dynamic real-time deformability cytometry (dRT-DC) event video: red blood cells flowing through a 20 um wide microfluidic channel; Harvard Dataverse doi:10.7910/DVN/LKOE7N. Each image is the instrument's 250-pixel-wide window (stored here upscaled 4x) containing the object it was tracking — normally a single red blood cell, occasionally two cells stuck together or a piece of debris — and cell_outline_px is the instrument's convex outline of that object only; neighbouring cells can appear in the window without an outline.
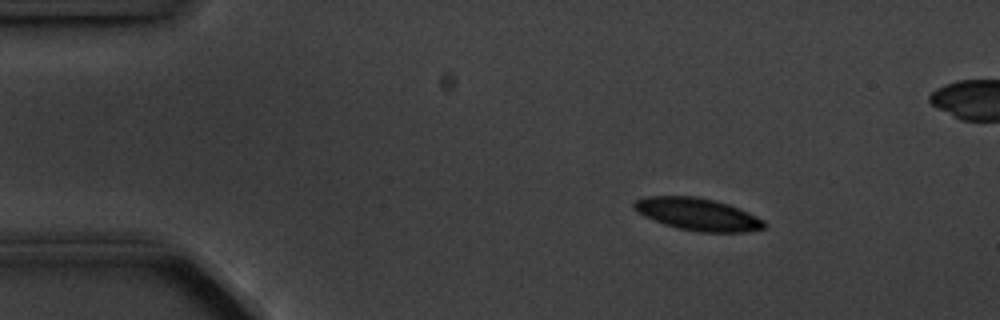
{"species": "common noctule bat (a hibernating species)", "species_latin": "Nyctalus noctula", "temperature_condition": "cold", "stored_images_in_passage": 5, "camera_frame_rate_fps": 3000, "um_per_image_px": 0.085, "animal": {"sex": "male", "body_mass_g": 20.1, "forearm_length_mm": 53.5}, "frame": {"image": 1, "passage_image": 2, "time_ms": 1.333, "image_size_px": [1000, 320], "cell_outline_px": [[768, 224], [764, 228], [744, 232], [700, 232], [680, 228], [664, 224], [644, 216], [632, 208], [632, 204], [636, 200], [648, 196], [696, 196], [716, 200], [740, 208], [764, 220]], "centroid_in_image_um": [59.32, 18.2], "position_along_channel_um": 25.7, "area_um2": 24.57}}